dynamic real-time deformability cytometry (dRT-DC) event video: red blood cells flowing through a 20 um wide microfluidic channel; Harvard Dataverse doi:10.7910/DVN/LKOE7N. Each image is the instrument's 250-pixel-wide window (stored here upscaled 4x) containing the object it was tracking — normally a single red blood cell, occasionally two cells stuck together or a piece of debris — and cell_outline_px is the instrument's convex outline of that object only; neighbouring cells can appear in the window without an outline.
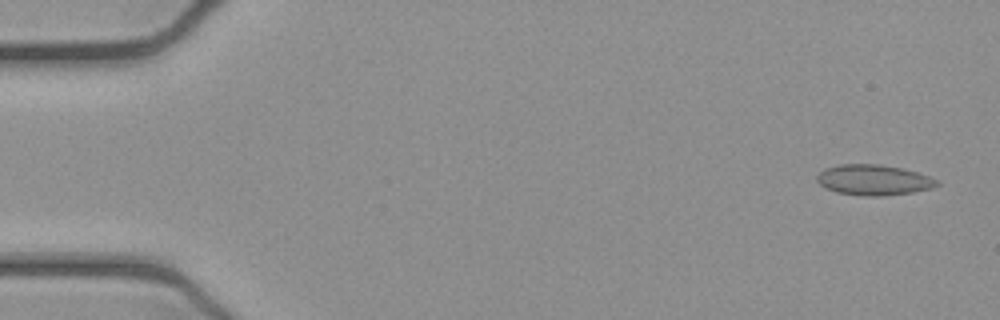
{"species": "common noctule bat (a hibernating species)", "species_latin": "Nyctalus noctula", "temperature_condition": "cold", "stored_images_in_passage": 52, "camera_frame_rate_fps": 3000, "um_per_image_px": 0.085, "animal": {"sex": "female", "body_mass_g": 21.9}, "frame": {"image": 1, "passage_image": 2, "time_ms": 0.333, "image_size_px": [1000, 320], "cell_outline_px": [[940, 184], [932, 188], [912, 192], [880, 196], [860, 196], [836, 192], [820, 184], [816, 180], [816, 176], [824, 168], [840, 164], [880, 164], [900, 168], [916, 172], [940, 180]], "centroid_in_image_um": [74.25, 15.29], "position_along_channel_um": 10.7, "area_um2": 21.33}}
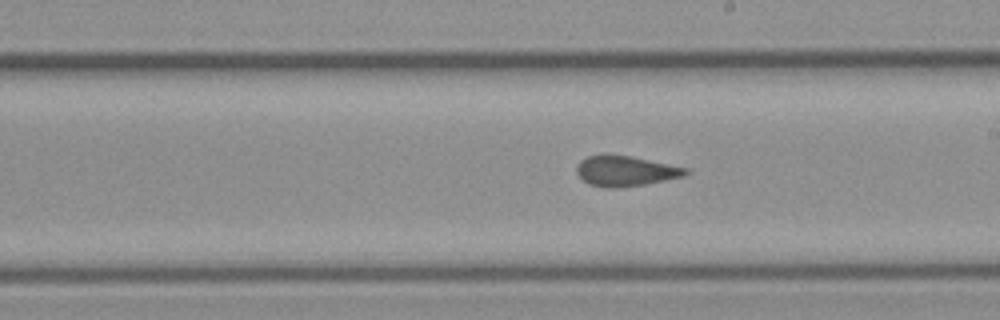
{"frame": {"image": 2, "passage_image": 29, "time_ms": 9.333, "image_size_px": [1000, 320], "cell_outline_px": [[692, 172], [684, 176], [644, 184], [616, 188], [604, 188], [588, 184], [576, 172], [576, 164], [580, 160], [588, 156], [604, 152], [608, 152], [632, 156], [688, 168]], "centroid_in_image_um": [53.13, 14.5], "position_along_channel_um": 235.9, "area_um2": 19.77}}
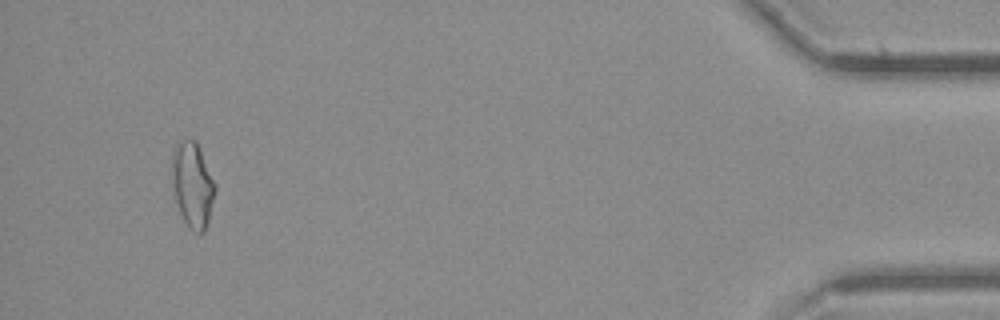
{"frame": {"image": 3, "passage_image": 49, "time_ms": 16.0, "image_size_px": [1000, 320], "cell_outline_px": [[216, 192], [208, 220], [204, 232], [196, 232], [184, 220], [180, 212], [176, 200], [168, 172], [172, 152], [180, 140], [196, 140], [216, 184]], "centroid_in_image_um": [16.33, 15.64], "position_along_channel_um": 418.9, "area_um2": 21.68}, "authors_computed_cell_mechanics": {"area_um2": 19.7965, "velocity_mm_per_s": 3.903, "shape_relaxation_time_tau1_ms": null, "shape_relaxation_time_tau2_ms": 1.7065, "deformation_change_tau1": null, "deformation_change_tau2": 0.0701}}